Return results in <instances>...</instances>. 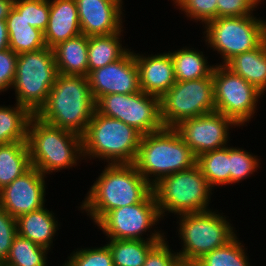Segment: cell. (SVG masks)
<instances>
[{"instance_id":"cell-1","label":"cell","mask_w":266,"mask_h":266,"mask_svg":"<svg viewBox=\"0 0 266 266\" xmlns=\"http://www.w3.org/2000/svg\"><path fill=\"white\" fill-rule=\"evenodd\" d=\"M89 190L79 208L96 224L108 211L142 202L152 185L134 164H107Z\"/></svg>"},{"instance_id":"cell-2","label":"cell","mask_w":266,"mask_h":266,"mask_svg":"<svg viewBox=\"0 0 266 266\" xmlns=\"http://www.w3.org/2000/svg\"><path fill=\"white\" fill-rule=\"evenodd\" d=\"M95 106L88 77L58 73L47 101L35 115L82 137L96 110Z\"/></svg>"},{"instance_id":"cell-3","label":"cell","mask_w":266,"mask_h":266,"mask_svg":"<svg viewBox=\"0 0 266 266\" xmlns=\"http://www.w3.org/2000/svg\"><path fill=\"white\" fill-rule=\"evenodd\" d=\"M27 145L31 166L43 175L73 167L83 156L82 137L53 126L35 114L29 120Z\"/></svg>"},{"instance_id":"cell-4","label":"cell","mask_w":266,"mask_h":266,"mask_svg":"<svg viewBox=\"0 0 266 266\" xmlns=\"http://www.w3.org/2000/svg\"><path fill=\"white\" fill-rule=\"evenodd\" d=\"M134 165L153 186L162 177L191 169L196 157L174 128L164 127L142 135Z\"/></svg>"},{"instance_id":"cell-5","label":"cell","mask_w":266,"mask_h":266,"mask_svg":"<svg viewBox=\"0 0 266 266\" xmlns=\"http://www.w3.org/2000/svg\"><path fill=\"white\" fill-rule=\"evenodd\" d=\"M141 137L134 127L95 110L82 136L83 156L108 164H134Z\"/></svg>"},{"instance_id":"cell-6","label":"cell","mask_w":266,"mask_h":266,"mask_svg":"<svg viewBox=\"0 0 266 266\" xmlns=\"http://www.w3.org/2000/svg\"><path fill=\"white\" fill-rule=\"evenodd\" d=\"M152 191L162 218L165 212L182 215L209 211L212 189L197 165L162 177Z\"/></svg>"},{"instance_id":"cell-7","label":"cell","mask_w":266,"mask_h":266,"mask_svg":"<svg viewBox=\"0 0 266 266\" xmlns=\"http://www.w3.org/2000/svg\"><path fill=\"white\" fill-rule=\"evenodd\" d=\"M57 75L52 48L19 54L12 86L16 102L36 114L47 101Z\"/></svg>"},{"instance_id":"cell-8","label":"cell","mask_w":266,"mask_h":266,"mask_svg":"<svg viewBox=\"0 0 266 266\" xmlns=\"http://www.w3.org/2000/svg\"><path fill=\"white\" fill-rule=\"evenodd\" d=\"M216 211L187 213L179 217L182 251L177 252L182 262L196 263L205 254L226 245L236 234L232 224Z\"/></svg>"},{"instance_id":"cell-9","label":"cell","mask_w":266,"mask_h":266,"mask_svg":"<svg viewBox=\"0 0 266 266\" xmlns=\"http://www.w3.org/2000/svg\"><path fill=\"white\" fill-rule=\"evenodd\" d=\"M204 28L205 42L221 54L223 65L238 54L256 49L266 40V22L254 15L218 17Z\"/></svg>"},{"instance_id":"cell-10","label":"cell","mask_w":266,"mask_h":266,"mask_svg":"<svg viewBox=\"0 0 266 266\" xmlns=\"http://www.w3.org/2000/svg\"><path fill=\"white\" fill-rule=\"evenodd\" d=\"M160 108L166 128H174L184 120L215 112L213 78L176 81L160 98Z\"/></svg>"},{"instance_id":"cell-11","label":"cell","mask_w":266,"mask_h":266,"mask_svg":"<svg viewBox=\"0 0 266 266\" xmlns=\"http://www.w3.org/2000/svg\"><path fill=\"white\" fill-rule=\"evenodd\" d=\"M96 111L134 127L142 135L164 128L160 98L138 91L132 94H108L95 102Z\"/></svg>"},{"instance_id":"cell-12","label":"cell","mask_w":266,"mask_h":266,"mask_svg":"<svg viewBox=\"0 0 266 266\" xmlns=\"http://www.w3.org/2000/svg\"><path fill=\"white\" fill-rule=\"evenodd\" d=\"M215 111L243 126L256 112L258 98L264 93L233 73L225 65H215L212 73Z\"/></svg>"},{"instance_id":"cell-13","label":"cell","mask_w":266,"mask_h":266,"mask_svg":"<svg viewBox=\"0 0 266 266\" xmlns=\"http://www.w3.org/2000/svg\"><path fill=\"white\" fill-rule=\"evenodd\" d=\"M161 215L153 191L140 203L108 211L96 225L105 236L117 240H163L164 233L155 231L143 238L142 234L159 223Z\"/></svg>"},{"instance_id":"cell-14","label":"cell","mask_w":266,"mask_h":266,"mask_svg":"<svg viewBox=\"0 0 266 266\" xmlns=\"http://www.w3.org/2000/svg\"><path fill=\"white\" fill-rule=\"evenodd\" d=\"M238 126L222 113L212 112L180 122L174 129L195 157L227 146L229 127Z\"/></svg>"},{"instance_id":"cell-15","label":"cell","mask_w":266,"mask_h":266,"mask_svg":"<svg viewBox=\"0 0 266 266\" xmlns=\"http://www.w3.org/2000/svg\"><path fill=\"white\" fill-rule=\"evenodd\" d=\"M87 77L95 102L108 94H132L141 91L139 72L131 49L118 61L91 71Z\"/></svg>"},{"instance_id":"cell-16","label":"cell","mask_w":266,"mask_h":266,"mask_svg":"<svg viewBox=\"0 0 266 266\" xmlns=\"http://www.w3.org/2000/svg\"><path fill=\"white\" fill-rule=\"evenodd\" d=\"M45 175L31 167L0 190V207L13 218L37 211L45 205Z\"/></svg>"},{"instance_id":"cell-17","label":"cell","mask_w":266,"mask_h":266,"mask_svg":"<svg viewBox=\"0 0 266 266\" xmlns=\"http://www.w3.org/2000/svg\"><path fill=\"white\" fill-rule=\"evenodd\" d=\"M79 24L86 36L123 32L122 0H75Z\"/></svg>"},{"instance_id":"cell-18","label":"cell","mask_w":266,"mask_h":266,"mask_svg":"<svg viewBox=\"0 0 266 266\" xmlns=\"http://www.w3.org/2000/svg\"><path fill=\"white\" fill-rule=\"evenodd\" d=\"M139 72L140 89L146 94L161 98L176 83L170 53L148 57L134 53Z\"/></svg>"},{"instance_id":"cell-19","label":"cell","mask_w":266,"mask_h":266,"mask_svg":"<svg viewBox=\"0 0 266 266\" xmlns=\"http://www.w3.org/2000/svg\"><path fill=\"white\" fill-rule=\"evenodd\" d=\"M82 33L75 0H50L47 29L44 31L45 45L49 48Z\"/></svg>"},{"instance_id":"cell-20","label":"cell","mask_w":266,"mask_h":266,"mask_svg":"<svg viewBox=\"0 0 266 266\" xmlns=\"http://www.w3.org/2000/svg\"><path fill=\"white\" fill-rule=\"evenodd\" d=\"M89 36L80 34L53 47L59 74L88 76Z\"/></svg>"},{"instance_id":"cell-21","label":"cell","mask_w":266,"mask_h":266,"mask_svg":"<svg viewBox=\"0 0 266 266\" xmlns=\"http://www.w3.org/2000/svg\"><path fill=\"white\" fill-rule=\"evenodd\" d=\"M53 214L52 211L49 212L47 208L43 207L37 211L19 216L16 219L17 234L50 250L53 238L58 230V221Z\"/></svg>"},{"instance_id":"cell-22","label":"cell","mask_w":266,"mask_h":266,"mask_svg":"<svg viewBox=\"0 0 266 266\" xmlns=\"http://www.w3.org/2000/svg\"><path fill=\"white\" fill-rule=\"evenodd\" d=\"M9 48L16 54L37 51L44 47V32L31 26L14 7L6 18Z\"/></svg>"},{"instance_id":"cell-23","label":"cell","mask_w":266,"mask_h":266,"mask_svg":"<svg viewBox=\"0 0 266 266\" xmlns=\"http://www.w3.org/2000/svg\"><path fill=\"white\" fill-rule=\"evenodd\" d=\"M225 66L263 93L266 90V40L256 49L234 56Z\"/></svg>"},{"instance_id":"cell-24","label":"cell","mask_w":266,"mask_h":266,"mask_svg":"<svg viewBox=\"0 0 266 266\" xmlns=\"http://www.w3.org/2000/svg\"><path fill=\"white\" fill-rule=\"evenodd\" d=\"M31 167L27 141L0 144V190Z\"/></svg>"},{"instance_id":"cell-25","label":"cell","mask_w":266,"mask_h":266,"mask_svg":"<svg viewBox=\"0 0 266 266\" xmlns=\"http://www.w3.org/2000/svg\"><path fill=\"white\" fill-rule=\"evenodd\" d=\"M176 81L197 80L212 77L215 66L208 64L202 51L188 47L170 52ZM208 64V65H207Z\"/></svg>"},{"instance_id":"cell-26","label":"cell","mask_w":266,"mask_h":266,"mask_svg":"<svg viewBox=\"0 0 266 266\" xmlns=\"http://www.w3.org/2000/svg\"><path fill=\"white\" fill-rule=\"evenodd\" d=\"M121 31L110 35L89 36L88 74L121 59L129 48L121 44Z\"/></svg>"},{"instance_id":"cell-27","label":"cell","mask_w":266,"mask_h":266,"mask_svg":"<svg viewBox=\"0 0 266 266\" xmlns=\"http://www.w3.org/2000/svg\"><path fill=\"white\" fill-rule=\"evenodd\" d=\"M13 106H0V144L27 141V129L32 113L17 102Z\"/></svg>"},{"instance_id":"cell-28","label":"cell","mask_w":266,"mask_h":266,"mask_svg":"<svg viewBox=\"0 0 266 266\" xmlns=\"http://www.w3.org/2000/svg\"><path fill=\"white\" fill-rule=\"evenodd\" d=\"M196 165L212 189L215 186L230 184V147L200 154L196 157Z\"/></svg>"},{"instance_id":"cell-29","label":"cell","mask_w":266,"mask_h":266,"mask_svg":"<svg viewBox=\"0 0 266 266\" xmlns=\"http://www.w3.org/2000/svg\"><path fill=\"white\" fill-rule=\"evenodd\" d=\"M106 244L112 255L114 266H143L149 251L162 240H117Z\"/></svg>"},{"instance_id":"cell-30","label":"cell","mask_w":266,"mask_h":266,"mask_svg":"<svg viewBox=\"0 0 266 266\" xmlns=\"http://www.w3.org/2000/svg\"><path fill=\"white\" fill-rule=\"evenodd\" d=\"M48 250L17 234L13 239L8 260L3 266H47Z\"/></svg>"},{"instance_id":"cell-31","label":"cell","mask_w":266,"mask_h":266,"mask_svg":"<svg viewBox=\"0 0 266 266\" xmlns=\"http://www.w3.org/2000/svg\"><path fill=\"white\" fill-rule=\"evenodd\" d=\"M237 236L226 245L205 254L197 262V266H250L244 246Z\"/></svg>"},{"instance_id":"cell-32","label":"cell","mask_w":266,"mask_h":266,"mask_svg":"<svg viewBox=\"0 0 266 266\" xmlns=\"http://www.w3.org/2000/svg\"><path fill=\"white\" fill-rule=\"evenodd\" d=\"M13 7L33 27L44 32L48 26L50 0H14Z\"/></svg>"},{"instance_id":"cell-33","label":"cell","mask_w":266,"mask_h":266,"mask_svg":"<svg viewBox=\"0 0 266 266\" xmlns=\"http://www.w3.org/2000/svg\"><path fill=\"white\" fill-rule=\"evenodd\" d=\"M257 156L238 147H230V184L250 177L259 168ZM247 177V178H246Z\"/></svg>"},{"instance_id":"cell-34","label":"cell","mask_w":266,"mask_h":266,"mask_svg":"<svg viewBox=\"0 0 266 266\" xmlns=\"http://www.w3.org/2000/svg\"><path fill=\"white\" fill-rule=\"evenodd\" d=\"M192 20L202 24L217 18V0H172Z\"/></svg>"},{"instance_id":"cell-35","label":"cell","mask_w":266,"mask_h":266,"mask_svg":"<svg viewBox=\"0 0 266 266\" xmlns=\"http://www.w3.org/2000/svg\"><path fill=\"white\" fill-rule=\"evenodd\" d=\"M71 254L67 259L73 266H114L111 252L106 244L91 249L81 248Z\"/></svg>"},{"instance_id":"cell-36","label":"cell","mask_w":266,"mask_h":266,"mask_svg":"<svg viewBox=\"0 0 266 266\" xmlns=\"http://www.w3.org/2000/svg\"><path fill=\"white\" fill-rule=\"evenodd\" d=\"M17 235V221L0 207V266L8 260L14 237Z\"/></svg>"},{"instance_id":"cell-37","label":"cell","mask_w":266,"mask_h":266,"mask_svg":"<svg viewBox=\"0 0 266 266\" xmlns=\"http://www.w3.org/2000/svg\"><path fill=\"white\" fill-rule=\"evenodd\" d=\"M261 0H217L218 17H242L253 15Z\"/></svg>"},{"instance_id":"cell-38","label":"cell","mask_w":266,"mask_h":266,"mask_svg":"<svg viewBox=\"0 0 266 266\" xmlns=\"http://www.w3.org/2000/svg\"><path fill=\"white\" fill-rule=\"evenodd\" d=\"M167 238L158 242L148 253L143 266H178L182 261L177 252L172 253Z\"/></svg>"},{"instance_id":"cell-39","label":"cell","mask_w":266,"mask_h":266,"mask_svg":"<svg viewBox=\"0 0 266 266\" xmlns=\"http://www.w3.org/2000/svg\"><path fill=\"white\" fill-rule=\"evenodd\" d=\"M18 54L10 48L0 51V92L13 86Z\"/></svg>"},{"instance_id":"cell-40","label":"cell","mask_w":266,"mask_h":266,"mask_svg":"<svg viewBox=\"0 0 266 266\" xmlns=\"http://www.w3.org/2000/svg\"><path fill=\"white\" fill-rule=\"evenodd\" d=\"M9 48V37L6 20H0V51Z\"/></svg>"},{"instance_id":"cell-41","label":"cell","mask_w":266,"mask_h":266,"mask_svg":"<svg viewBox=\"0 0 266 266\" xmlns=\"http://www.w3.org/2000/svg\"><path fill=\"white\" fill-rule=\"evenodd\" d=\"M14 0H0V20H6Z\"/></svg>"},{"instance_id":"cell-42","label":"cell","mask_w":266,"mask_h":266,"mask_svg":"<svg viewBox=\"0 0 266 266\" xmlns=\"http://www.w3.org/2000/svg\"><path fill=\"white\" fill-rule=\"evenodd\" d=\"M178 266H197L196 263L181 262Z\"/></svg>"},{"instance_id":"cell-43","label":"cell","mask_w":266,"mask_h":266,"mask_svg":"<svg viewBox=\"0 0 266 266\" xmlns=\"http://www.w3.org/2000/svg\"><path fill=\"white\" fill-rule=\"evenodd\" d=\"M65 264V265H64ZM63 264V266H73L68 260L67 262L65 261V263Z\"/></svg>"}]
</instances>
